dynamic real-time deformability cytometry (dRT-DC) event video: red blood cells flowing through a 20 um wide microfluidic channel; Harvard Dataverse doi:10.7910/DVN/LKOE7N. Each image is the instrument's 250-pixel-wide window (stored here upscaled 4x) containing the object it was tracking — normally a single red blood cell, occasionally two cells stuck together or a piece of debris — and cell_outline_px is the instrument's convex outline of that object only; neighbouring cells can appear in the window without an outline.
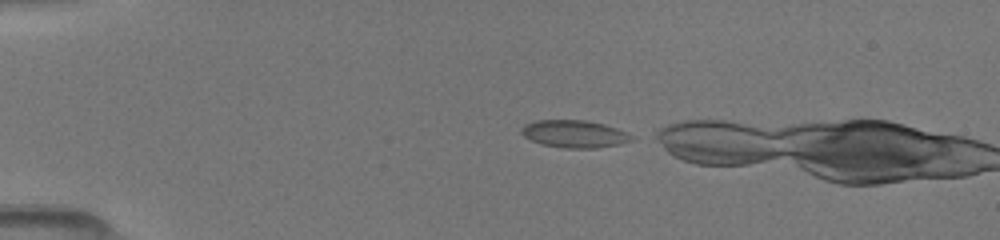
{"species": "common noctule bat (a hibernating species)", "species_latin": "Nyctalus noctula", "temperature_condition": "room temperature", "stored_images_in_passage": 2, "camera_frame_rate_fps": 3000, "um_per_image_px": 0.085, "animal": {"sex": "female", "body_mass_g": 19.5, "forearm_length_mm": 54.1}, "frame": {"image": 1, "passage_image": 1, "time_ms": 0.0, "image_size_px": [1000, 240], "cell_outline_px": [[636, 140], [620, 144], [596, 148], [564, 148], [540, 144], [524, 136], [520, 132], [520, 128], [524, 124], [536, 120], [588, 120], [604, 124], [628, 132]], "centroid_in_image_um": [48.83, 11.38], "position_along_channel_um": 36.2, "area_um2": 17.86}}